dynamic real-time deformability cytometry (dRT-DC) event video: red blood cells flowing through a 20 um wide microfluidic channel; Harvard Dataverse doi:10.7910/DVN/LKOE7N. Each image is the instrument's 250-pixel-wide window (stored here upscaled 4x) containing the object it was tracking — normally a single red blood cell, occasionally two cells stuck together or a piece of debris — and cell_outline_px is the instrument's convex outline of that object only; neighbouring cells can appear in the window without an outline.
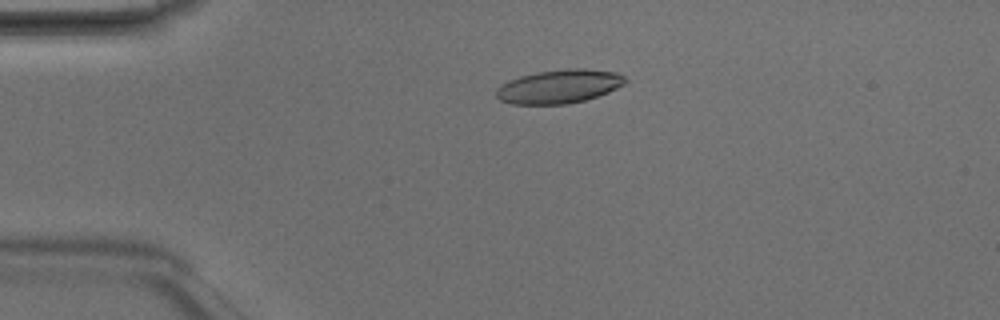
{"species": "Egyptian fruit bat (a non-hibernating species)", "species_latin": "Rousettus aegyptiacus", "temperature_condition": "room temperature", "stored_images_in_passage": 4, "camera_frame_rate_fps": 3000, "um_per_image_px": 0.085, "animal": {"sex": "male"}, "frame": {"image": 1, "passage_image": 3, "time_ms": 0.667, "image_size_px": [1000, 320], "cell_outline_px": [[628, 80], [624, 84], [608, 92], [584, 100], [568, 104], [512, 104], [500, 100], [496, 96], [496, 88], [500, 84], [520, 76], [536, 72], [568, 68], [584, 68], [616, 72], [624, 76]], "centroid_in_image_um": [47.51, 7.34], "position_along_channel_um": 37.5, "area_um2": 25.37}}